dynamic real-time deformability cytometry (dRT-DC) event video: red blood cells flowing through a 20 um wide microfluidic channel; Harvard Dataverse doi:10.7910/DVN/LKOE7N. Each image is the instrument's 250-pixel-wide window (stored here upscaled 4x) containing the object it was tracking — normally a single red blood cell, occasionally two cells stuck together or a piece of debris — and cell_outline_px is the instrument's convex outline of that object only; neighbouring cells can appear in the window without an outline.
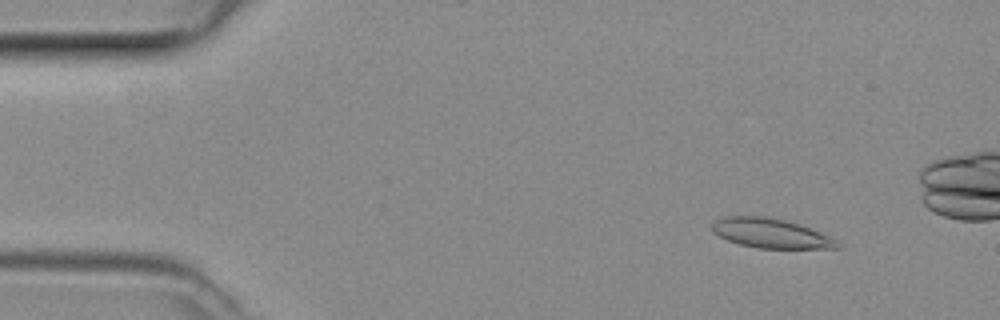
{"species": "common noctule bat (a hibernating species)", "species_latin": "Nyctalus noctula", "temperature_condition": "room temperature", "stored_images_in_passage": 49, "camera_frame_rate_fps": 3000, "um_per_image_px": 0.085, "animal": {"sex": "female", "body_mass_g": 29.2, "forearm_length_mm": 56.3}, "frame": {"image": 1, "passage_image": 6, "time_ms": 1.667, "image_size_px": [1000, 320], "cell_outline_px": [[844, 248], [756, 248], [740, 244], [728, 240], [720, 236], [712, 228], [712, 224], [716, 220], [724, 216], [768, 216], [800, 224], [820, 232], [836, 240]], "centroid_in_image_um": [65.54, 19.82], "position_along_channel_um": 19.5, "area_um2": 21.39}}
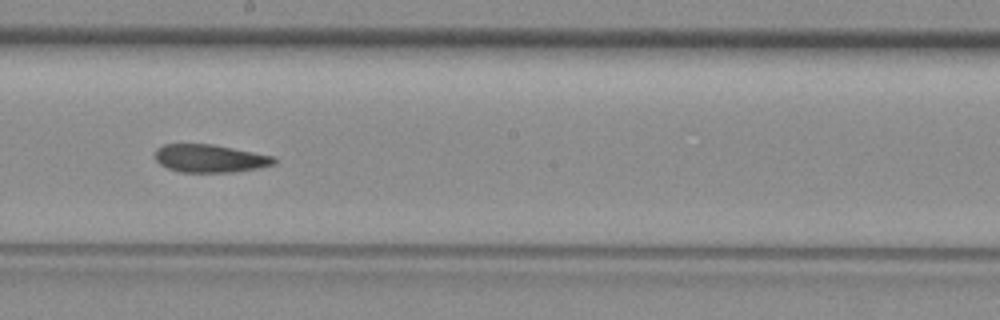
{"frame": {"image": 2, "passage_image": 27, "time_ms": 8.667, "image_size_px": [1000, 320], "cell_outline_px": [[276, 164], [256, 168], [232, 172], [180, 172], [168, 168], [160, 164], [156, 160], [156, 148], [164, 144], [212, 144], [272, 156], [276, 160]], "centroid_in_image_um": [17.81, 13.47], "position_along_channel_um": 230.4, "area_um2": 19.13}}
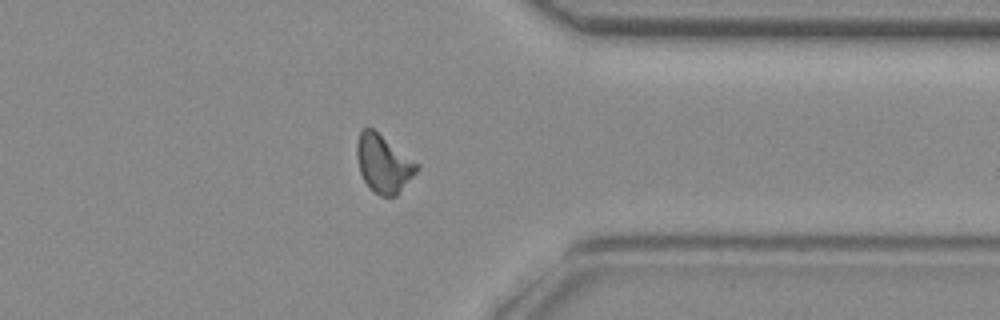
{"frame": {"image": 3, "passage_image": 38, "time_ms": 12.333, "image_size_px": [1000, 320], "cell_outline_px": [[420, 168], [396, 196], [380, 196], [364, 180], [360, 172], [356, 156], [356, 144], [360, 132], [364, 128], [372, 128], [420, 164]], "centroid_in_image_um": [32.61, 13.9], "position_along_channel_um": 378.8, "area_um2": 20.0}}